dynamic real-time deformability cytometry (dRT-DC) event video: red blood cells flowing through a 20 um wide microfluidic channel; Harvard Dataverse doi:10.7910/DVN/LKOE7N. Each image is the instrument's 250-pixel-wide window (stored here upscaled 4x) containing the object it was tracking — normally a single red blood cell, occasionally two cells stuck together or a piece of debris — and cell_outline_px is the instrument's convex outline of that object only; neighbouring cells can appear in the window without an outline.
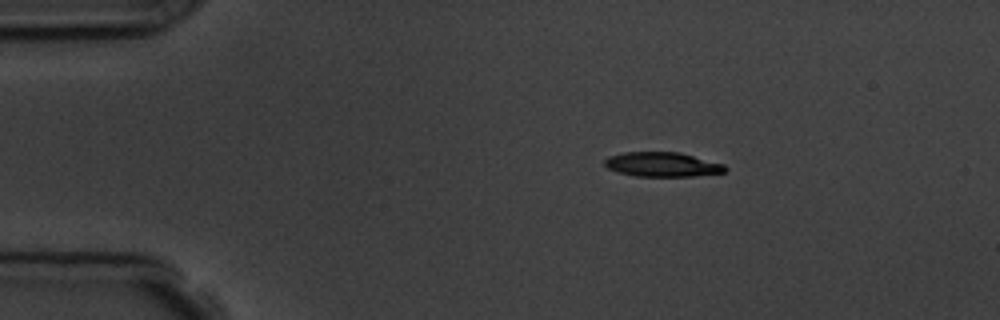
{"species": "common noctule bat (a hibernating species)", "species_latin": "Nyctalus noctula", "temperature_condition": "room temperature", "stored_images_in_passage": 6, "camera_frame_rate_fps": 3000, "um_per_image_px": 0.085, "animal": {"sex": "male", "body_mass_g": 19.5, "forearm_length_mm": 54.6}, "frame": {"image": 1, "passage_image": 1, "time_ms": 0.0, "image_size_px": [1000, 320], "cell_outline_px": [[728, 168], [724, 172], [692, 176], [636, 176], [616, 172], [608, 168], [604, 164], [604, 160], [608, 156], [624, 152], [680, 152], [724, 164]], "centroid_in_image_um": [56.27, 13.97], "position_along_channel_um": 28.7, "area_um2": 17.22}}
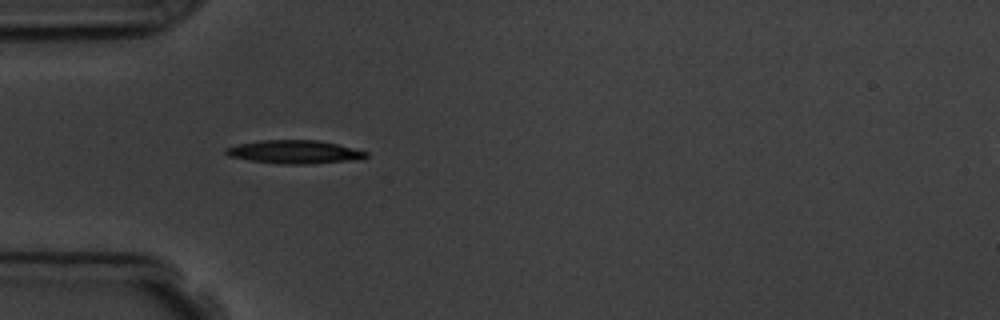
{"frame": {"image": 2, "passage_image": 3, "time_ms": 2.333, "image_size_px": [1000, 320], "cell_outline_px": [[368, 156], [364, 160], [312, 164], [284, 164], [252, 160], [228, 156], [224, 152], [224, 148], [240, 144], [260, 140], [316, 140], [336, 144], [368, 152]], "centroid_in_image_um": [25.1, 12.92], "position_along_channel_um": 59.9, "area_um2": 19.13}}